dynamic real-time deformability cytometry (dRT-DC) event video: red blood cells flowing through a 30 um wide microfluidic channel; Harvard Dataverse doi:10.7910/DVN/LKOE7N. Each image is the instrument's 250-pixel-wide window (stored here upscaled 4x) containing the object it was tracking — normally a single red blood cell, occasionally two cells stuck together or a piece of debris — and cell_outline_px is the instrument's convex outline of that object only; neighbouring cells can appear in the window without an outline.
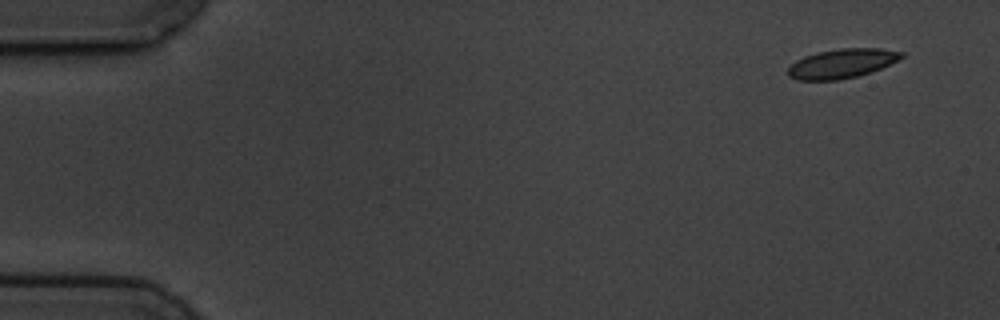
{"species": "common noctule bat (a hibernating species)", "species_latin": "Nyctalus noctula", "temperature_condition": "cold", "stored_images_in_passage": 4, "camera_frame_rate_fps": 3000, "um_per_image_px": 0.085, "animal": {"sex": "male", "body_mass_g": 19.5, "forearm_length_mm": 54.6}, "frame": {"image": 1, "passage_image": 1, "time_ms": 0.0, "image_size_px": [1000, 320], "cell_outline_px": [[904, 56], [880, 68], [856, 76], [836, 80], [796, 80], [788, 76], [788, 68], [796, 60], [804, 56], [816, 52], [840, 48], [880, 48], [904, 52]], "centroid_in_image_um": [71.51, 5.38], "position_along_channel_um": 13.5, "area_um2": 19.19}}
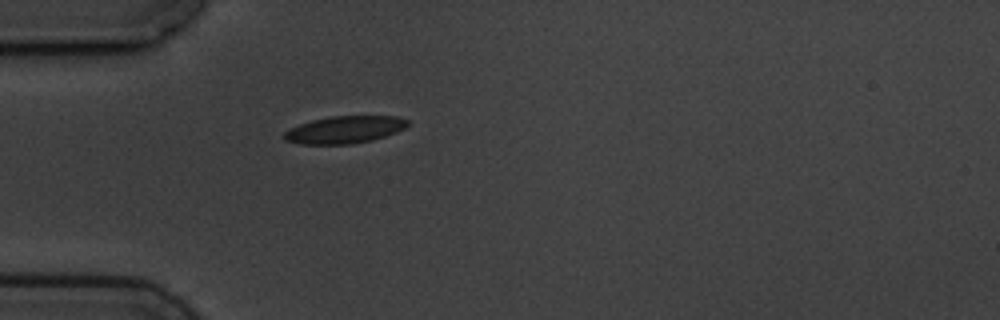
{"frame": {"image": 2, "passage_image": 4, "time_ms": 4.333, "image_size_px": [1000, 320], "cell_outline_px": [[408, 124], [404, 128], [396, 132], [372, 140], [352, 144], [300, 144], [284, 140], [284, 132], [300, 124], [312, 120], [332, 116], [396, 116], [408, 120]], "centroid_in_image_um": [29.29, 11.02], "position_along_channel_um": 55.7, "area_um2": 19.48}}